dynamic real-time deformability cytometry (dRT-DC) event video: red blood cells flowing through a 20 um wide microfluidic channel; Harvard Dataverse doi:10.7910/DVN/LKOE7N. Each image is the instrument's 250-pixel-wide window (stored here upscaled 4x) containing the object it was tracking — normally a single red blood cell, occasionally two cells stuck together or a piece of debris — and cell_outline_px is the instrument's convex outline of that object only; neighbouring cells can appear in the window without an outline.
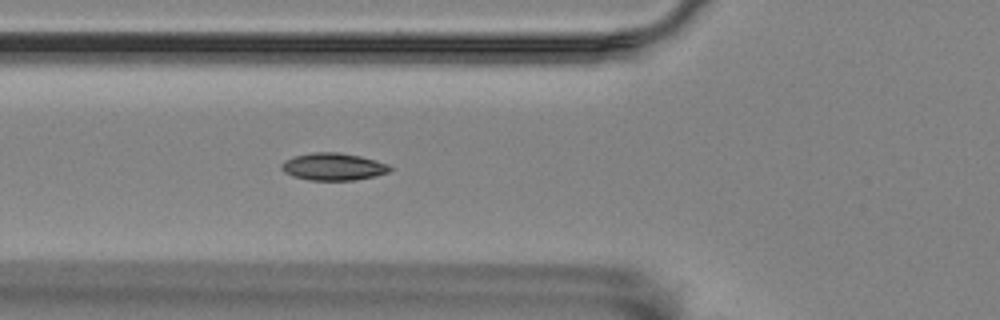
{"species": "Egyptian fruit bat (a non-hibernating species)", "species_latin": "Rousettus aegyptiacus", "temperature_condition": "room temperature", "stored_images_in_passage": 57, "camera_frame_rate_fps": 3000, "um_per_image_px": 0.085, "animal": {"sex": "female"}, "frame": {"image": 1, "passage_image": 21, "time_ms": 6.667, "image_size_px": [1000, 320], "cell_outline_px": [[392, 168], [388, 172], [376, 176], [356, 180], [308, 180], [292, 176], [284, 172], [280, 168], [280, 164], [284, 160], [292, 156], [312, 152], [340, 152], [360, 156], [376, 160], [388, 164]], "centroid_in_image_um": [28.29, 14.16], "position_along_channel_um": 97.5, "area_um2": 17.51}}
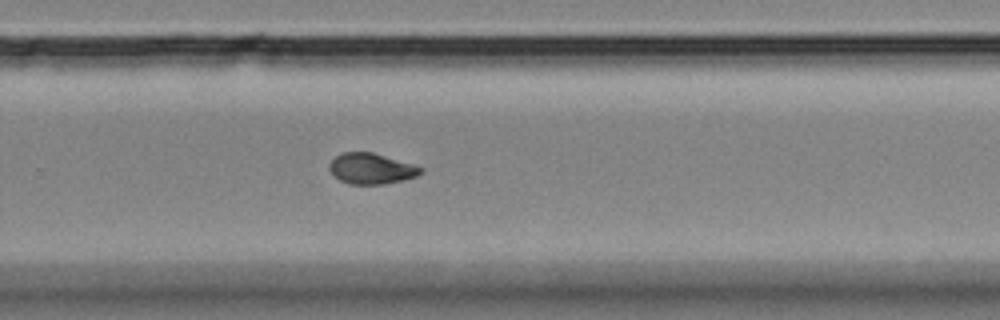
{"frame": {"image": 2, "passage_image": 38, "time_ms": 12.333, "image_size_px": [1000, 320], "cell_outline_px": [[424, 172], [416, 176], [404, 180], [384, 184], [348, 184], [340, 180], [328, 168], [328, 164], [336, 156], [344, 152], [372, 152], [424, 168]], "centroid_in_image_um": [31.56, 14.34], "position_along_channel_um": 298.2, "area_um2": 16.24}}
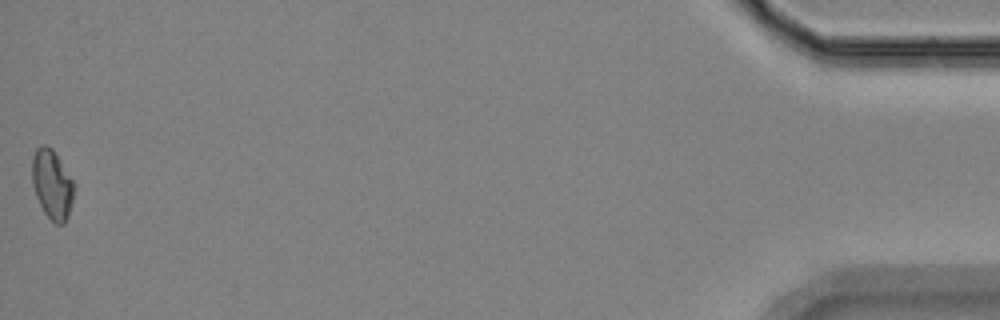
{"frame": {"image": 3, "passage_image": 57, "time_ms": 18.667, "image_size_px": [1000, 320], "cell_outline_px": [[76, 188], [68, 216], [64, 224], [56, 224], [44, 212], [36, 196], [32, 184], [32, 160], [36, 148], [44, 144], [52, 148], [72, 180]], "centroid_in_image_um": [4.43, 15.68], "position_along_channel_um": 430.8, "area_um2": 16.82}, "authors_computed_cell_mechanics": {"area_um2": 16.4152, "velocity_mm_per_s": 3.5436, "shape_relaxation_time_tau1_ms": null, "shape_relaxation_time_tau2_ms": 2.4404, "deformation_change_tau1": null, "deformation_change_tau2": 0.0508}}